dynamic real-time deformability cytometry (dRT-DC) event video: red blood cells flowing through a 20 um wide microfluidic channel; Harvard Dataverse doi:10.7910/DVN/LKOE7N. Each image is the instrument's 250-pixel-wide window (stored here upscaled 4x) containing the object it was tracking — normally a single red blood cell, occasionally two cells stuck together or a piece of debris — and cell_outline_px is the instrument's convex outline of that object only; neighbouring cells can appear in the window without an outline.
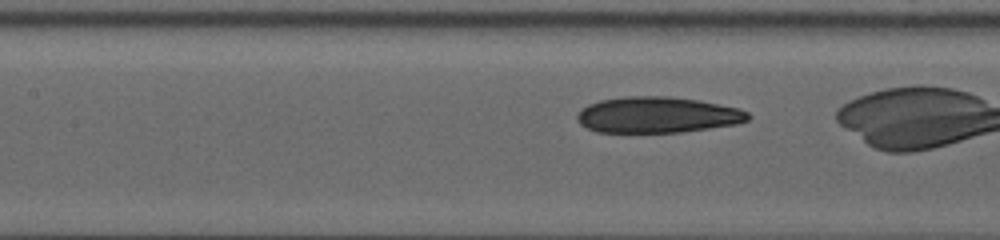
{"species": "human", "species_latin": "Homo sapiens", "temperature_condition": "warm", "stored_images_in_passage": 48, "camera_frame_rate_fps": 3000, "um_per_image_px": 0.085, "donor": {"sex": "female"}, "frame": {"image": 1, "passage_image": 22, "time_ms": 7.0, "image_size_px": [1000, 240], "cell_outline_px": [[752, 116], [748, 120], [736, 124], [680, 132], [596, 132], [580, 124], [576, 120], [576, 116], [580, 108], [588, 104], [600, 100], [624, 96], [668, 96], [700, 100], [740, 108], [748, 112]], "centroid_in_image_um": [55.87, 9.75], "position_along_channel_um": 151.5, "area_um2": 36.13}}
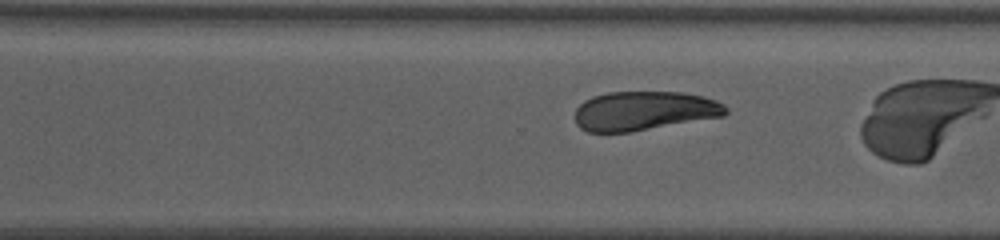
{"frame": {"image": 2, "passage_image": 40, "time_ms": 13.0, "image_size_px": [1000, 240], "cell_outline_px": [[728, 112], [724, 116], [628, 132], [588, 132], [580, 128], [576, 124], [576, 108], [584, 100], [592, 96], [608, 92], [684, 92], [704, 96], [716, 100], [724, 104], [728, 108]], "centroid_in_image_um": [54.76, 9.41], "position_along_channel_um": 315.8, "area_um2": 34.51}}
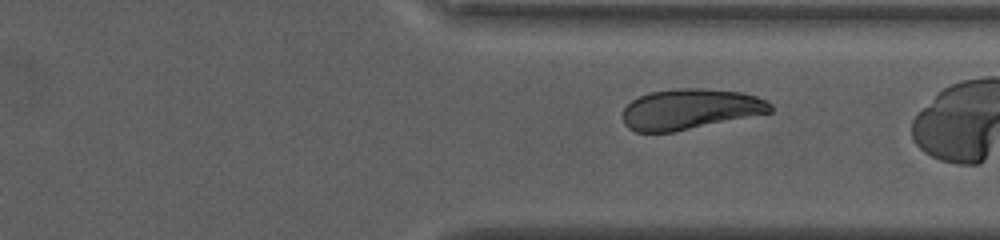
{"frame": {"image": 3, "passage_image": 44, "time_ms": 14.333, "image_size_px": [1000, 240], "cell_outline_px": [[772, 112], [672, 132], [636, 132], [628, 128], [624, 124], [624, 108], [632, 100], [640, 96], [652, 92], [680, 88], [700, 88], [744, 92], [756, 96], [772, 104]], "centroid_in_image_um": [58.67, 9.27], "position_along_channel_um": 352.7, "area_um2": 34.56}}